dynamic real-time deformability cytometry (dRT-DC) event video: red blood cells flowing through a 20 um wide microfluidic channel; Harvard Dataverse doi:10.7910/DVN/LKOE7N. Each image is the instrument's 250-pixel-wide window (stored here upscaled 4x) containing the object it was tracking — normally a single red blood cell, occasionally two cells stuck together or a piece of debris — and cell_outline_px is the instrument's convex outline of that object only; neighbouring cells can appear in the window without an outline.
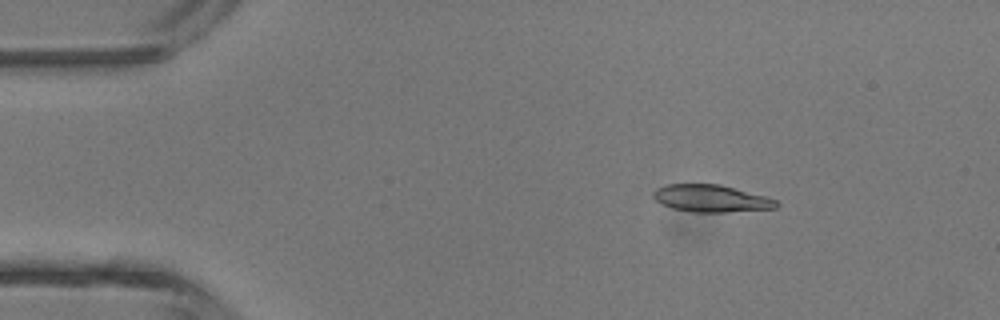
{"species": "common noctule bat (a hibernating species)", "species_latin": "Nyctalus noctula", "temperature_condition": "room temperature", "stored_images_in_passage": 4, "camera_frame_rate_fps": 3000, "um_per_image_px": 0.085, "animal": {"sex": "male", "body_mass_g": 13.3}, "frame": {"image": 1, "passage_image": 2, "time_ms": 1.333, "image_size_px": [1000, 320], "cell_outline_px": [[780, 204], [776, 208], [724, 212], [692, 212], [672, 208], [660, 204], [652, 196], [652, 192], [656, 188], [664, 184], [720, 184], [764, 196], [776, 200]], "centroid_in_image_um": [60.39, 16.86], "position_along_channel_um": 24.6, "area_um2": 19.54}}
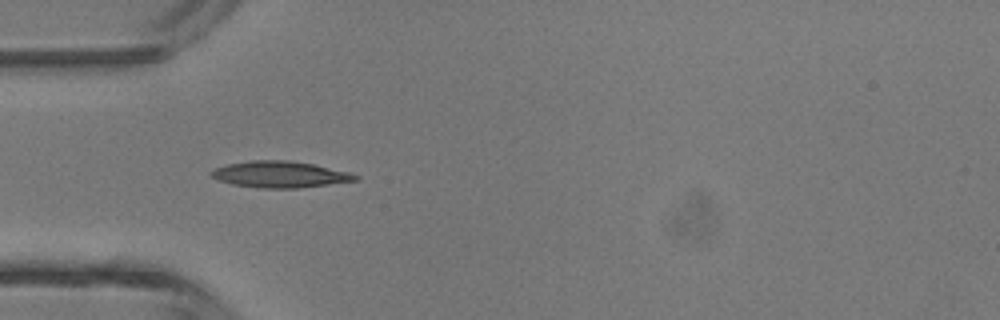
{"frame": {"image": 2, "passage_image": 4, "time_ms": 3.667, "image_size_px": [1000, 320], "cell_outline_px": [[360, 180], [296, 188], [260, 188], [232, 184], [220, 180], [212, 176], [208, 172], [216, 168], [228, 164], [252, 160], [288, 160], [312, 164], [352, 172], [360, 176]], "centroid_in_image_um": [23.84, 14.82], "position_along_channel_um": 61.2, "area_um2": 22.08}}